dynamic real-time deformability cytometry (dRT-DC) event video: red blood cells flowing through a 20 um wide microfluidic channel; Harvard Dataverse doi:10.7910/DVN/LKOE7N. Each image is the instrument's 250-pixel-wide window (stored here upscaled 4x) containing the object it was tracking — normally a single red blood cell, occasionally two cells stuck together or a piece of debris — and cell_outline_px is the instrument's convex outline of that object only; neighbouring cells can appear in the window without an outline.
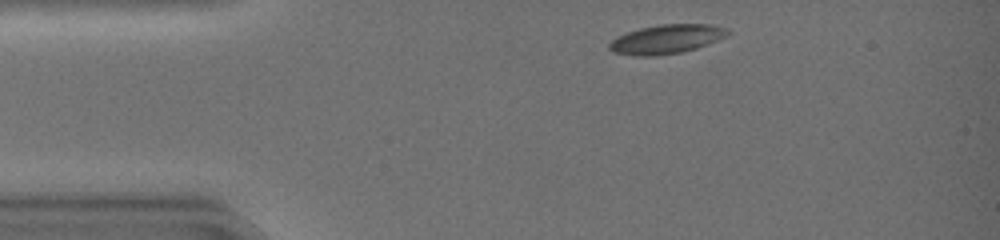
{"species": "common noctule bat (a hibernating species)", "species_latin": "Nyctalus noctula", "temperature_condition": "warm", "stored_images_in_passage": 35, "camera_frame_rate_fps": 3000, "um_per_image_px": 0.085, "animal": {"sex": "female", "body_mass_g": 19.0, "forearm_length_mm": 51.5}, "frame": {"image": 1, "passage_image": 2, "time_ms": 0.333, "image_size_px": [1000, 240], "cell_outline_px": [[732, 32], [728, 36], [696, 48], [680, 52], [656, 56], [636, 56], [612, 52], [608, 48], [608, 44], [616, 36], [640, 28], [660, 24], [708, 24], [728, 28]], "centroid_in_image_um": [56.65, 3.32], "position_along_channel_um": 28.3, "area_um2": 20.17}}
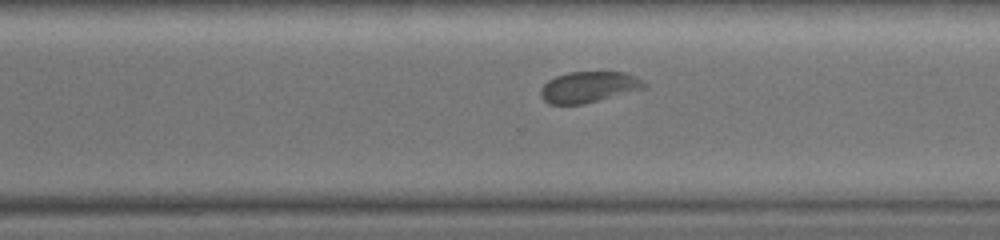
{"frame": {"image": 2, "passage_image": 26, "time_ms": 8.333, "image_size_px": [1000, 240], "cell_outline_px": [[648, 88], [584, 104], [548, 104], [540, 96], [540, 88], [548, 80], [556, 76], [568, 72], [628, 72], [644, 80], [648, 84]], "centroid_in_image_um": [50.09, 7.39], "position_along_channel_um": 320.5, "area_um2": 19.07}}
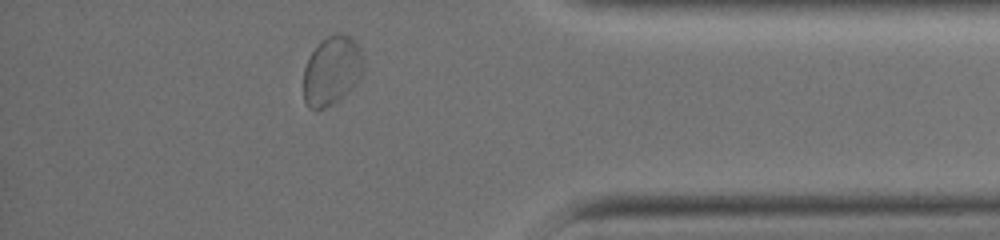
{"frame": {"image": 3, "passage_image": 33, "time_ms": 10.667, "image_size_px": [1000, 240], "cell_outline_px": [[364, 68], [360, 76], [352, 88], [348, 92], [324, 108], [316, 112], [304, 104], [304, 68], [312, 52], [328, 36], [340, 32], [348, 36], [360, 48], [364, 60]], "centroid_in_image_um": [28.2, 6.03], "position_along_channel_um": 407.0, "area_um2": 23.81}, "authors_computed_cell_mechanics": {"area_um2": 19.7098, "velocity_mm_per_s": 4.2845, "shape_relaxation_time_tau1_ms": 2.501, "shape_relaxation_time_tau2_ms": 2.0195, "deformation_change_tau1": 0.0767, "deformation_change_tau2": 0.0461}}